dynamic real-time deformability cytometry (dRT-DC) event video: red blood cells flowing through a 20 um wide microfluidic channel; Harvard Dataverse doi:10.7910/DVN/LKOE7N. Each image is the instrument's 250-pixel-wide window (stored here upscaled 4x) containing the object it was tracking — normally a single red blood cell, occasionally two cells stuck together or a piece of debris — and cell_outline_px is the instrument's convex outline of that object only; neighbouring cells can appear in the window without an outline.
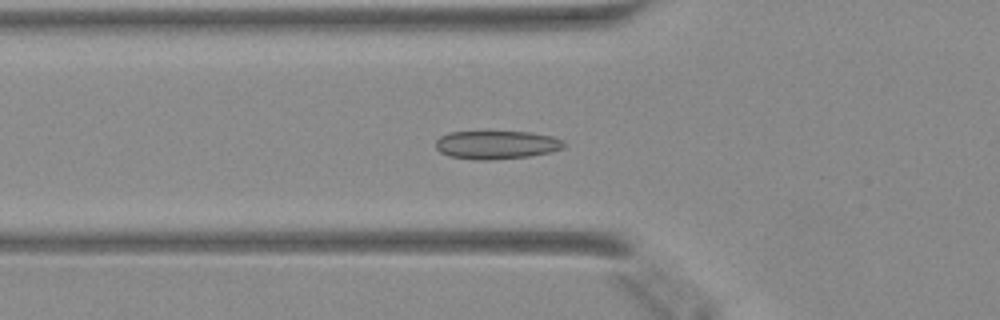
{"species": "Egyptian fruit bat (a non-hibernating species)", "species_latin": "Rousettus aegyptiacus", "temperature_condition": "warm", "stored_images_in_passage": 31, "camera_frame_rate_fps": 3000, "um_per_image_px": 0.085, "animal": {"sex": "female"}, "frame": {"image": 1, "passage_image": 3, "time_ms": 0.667, "image_size_px": [1000, 320], "cell_outline_px": [[564, 148], [552, 152], [528, 156], [488, 160], [476, 160], [448, 156], [440, 152], [436, 148], [436, 140], [440, 136], [448, 132], [528, 132], [552, 136], [564, 140]], "centroid_in_image_um": [42.2, 12.31], "position_along_channel_um": 83.6, "area_um2": 21.21}}
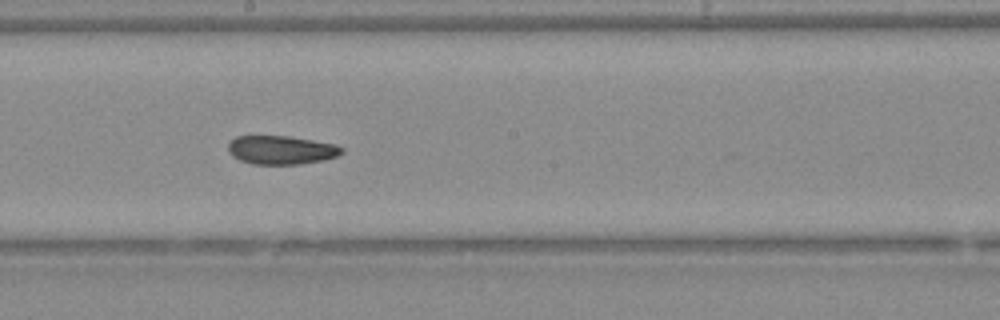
{"frame": {"image": 2, "passage_image": 13, "time_ms": 4.0, "image_size_px": [1000, 320], "cell_outline_px": [[344, 152], [336, 156], [324, 160], [300, 164], [252, 164], [240, 160], [232, 156], [228, 152], [228, 144], [236, 136], [288, 136], [336, 144], [344, 148]], "centroid_in_image_um": [23.91, 12.75], "position_along_channel_um": 224.3, "area_um2": 19.02}}
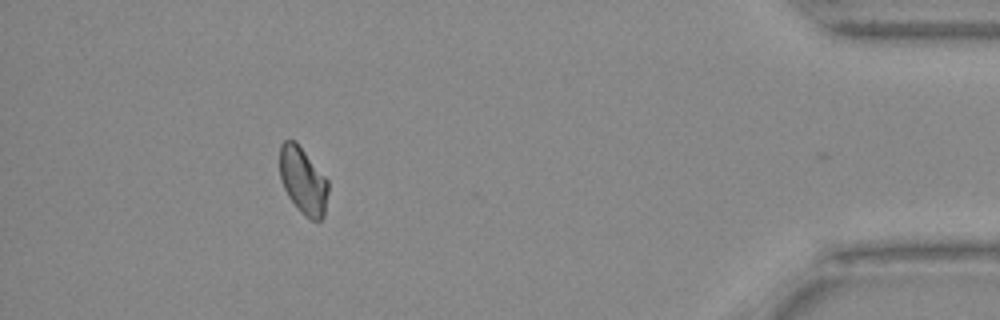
{"frame": {"image": 3, "passage_image": 30, "time_ms": 9.667, "image_size_px": [1000, 320], "cell_outline_px": [[328, 192], [324, 216], [320, 220], [312, 220], [300, 212], [296, 208], [288, 196], [284, 188], [280, 176], [280, 144], [284, 140], [296, 140], [328, 180]], "centroid_in_image_um": [25.76, 15.35], "position_along_channel_um": 409.4, "area_um2": 18.96}}